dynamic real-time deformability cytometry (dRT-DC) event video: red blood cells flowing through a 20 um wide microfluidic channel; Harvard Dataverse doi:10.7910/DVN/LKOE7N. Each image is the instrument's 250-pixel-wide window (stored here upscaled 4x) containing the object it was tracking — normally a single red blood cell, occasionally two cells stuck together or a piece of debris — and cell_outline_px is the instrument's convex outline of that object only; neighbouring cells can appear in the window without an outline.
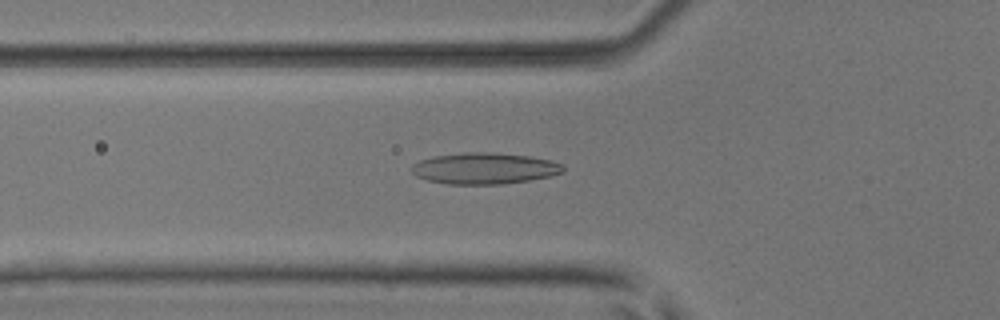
{"species": "common noctule bat (a hibernating species)", "species_latin": "Nyctalus noctula", "temperature_condition": "room temperature", "stored_images_in_passage": 40, "camera_frame_rate_fps": 3000, "um_per_image_px": 0.085, "animal": {"sex": "male", "body_mass_g": 17.9, "forearm_length_mm": 54.2}, "frame": {"image": 1, "passage_image": 7, "time_ms": 2.0, "image_size_px": [1000, 320], "cell_outline_px": [[564, 172], [548, 176], [528, 180], [500, 184], [448, 184], [428, 180], [416, 176], [412, 172], [412, 164], [420, 160], [432, 156], [464, 152], [492, 152], [528, 156], [552, 160], [564, 164]], "centroid_in_image_um": [41.17, 14.3], "position_along_channel_um": 84.6, "area_um2": 27.63}}
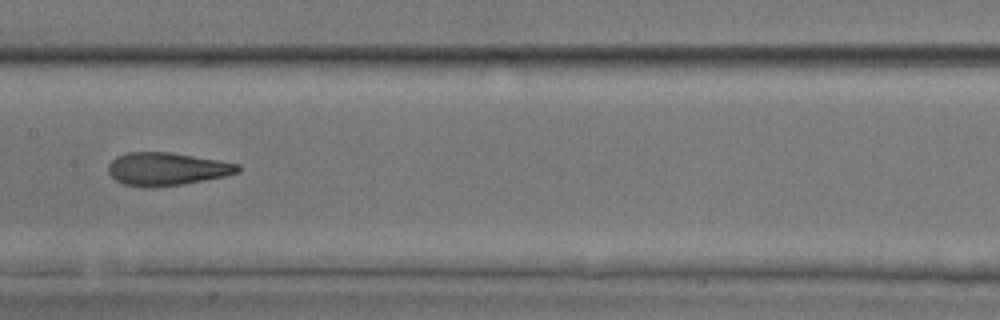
{"frame": {"image": 2, "passage_image": 15, "time_ms": 4.667, "image_size_px": [1000, 320], "cell_outline_px": [[240, 172], [224, 176], [180, 184], [152, 188], [124, 184], [116, 180], [108, 172], [108, 164], [116, 156], [128, 152], [172, 152], [240, 164]], "centroid_in_image_um": [14.16, 14.35], "position_along_channel_um": 193.2, "area_um2": 24.74}}
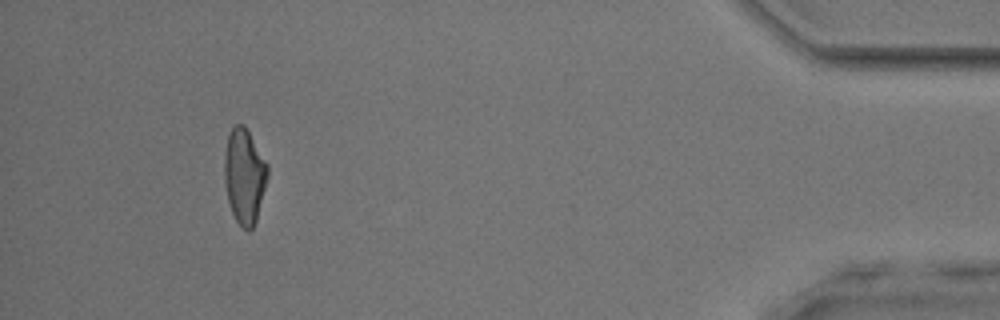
{"frame": {"image": 3, "passage_image": 36, "time_ms": 11.667, "image_size_px": [1000, 320], "cell_outline_px": [[268, 176], [256, 220], [252, 228], [248, 232], [236, 220], [232, 212], [228, 200], [224, 180], [224, 152], [228, 136], [232, 128], [236, 124], [244, 124], [268, 164]], "centroid_in_image_um": [20.77, 14.94], "position_along_channel_um": 414.4, "area_um2": 23.81}, "authors_computed_cell_mechanics": {"area_um2": 24.4783, "velocity_mm_per_s": 4.0596, "shape_relaxation_time_tau1_ms": 8.0128, "shape_relaxation_time_tau2_ms": 1.8201, "deformation_change_tau1": 0.2159, "deformation_change_tau2": 0.099}}